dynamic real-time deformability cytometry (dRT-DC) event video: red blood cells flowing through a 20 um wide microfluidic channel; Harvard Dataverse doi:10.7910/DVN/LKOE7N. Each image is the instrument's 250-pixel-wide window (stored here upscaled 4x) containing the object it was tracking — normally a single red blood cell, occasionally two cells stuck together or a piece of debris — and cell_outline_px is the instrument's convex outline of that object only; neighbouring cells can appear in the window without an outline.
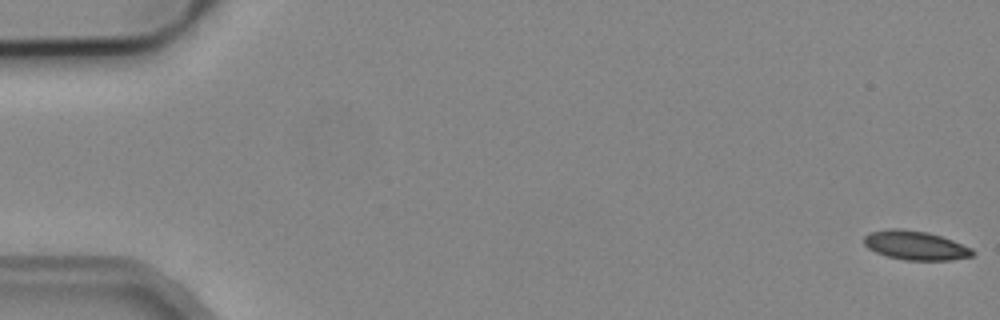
{"species": "common noctule bat (a hibernating species)", "species_latin": "Nyctalus noctula", "temperature_condition": "cold", "stored_images_in_passage": 5, "camera_frame_rate_fps": 3000, "um_per_image_px": 0.085, "animal": {"sex": "male", "body_mass_g": 19.2, "forearm_length_mm": 51.8}, "frame": {"image": 1, "passage_image": 1, "time_ms": 0.0, "image_size_px": [1000, 320], "cell_outline_px": [[976, 252], [972, 256], [952, 260], [904, 260], [888, 256], [876, 252], [868, 248], [864, 244], [864, 236], [868, 232], [892, 228], [900, 228], [928, 232], [952, 240], [972, 248]], "centroid_in_image_um": [77.81, 20.85], "position_along_channel_um": 7.2, "area_um2": 18.44}}
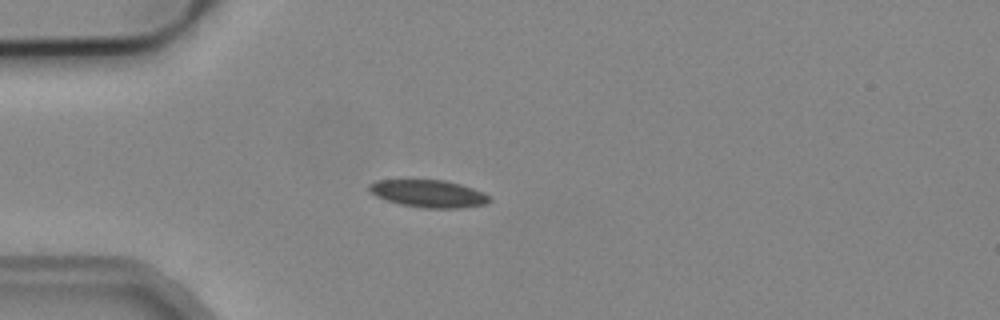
{"frame": {"image": 2, "passage_image": 5, "time_ms": 1.333, "image_size_px": [1000, 320], "cell_outline_px": [[492, 200], [488, 204], [460, 208], [424, 208], [400, 204], [376, 196], [368, 188], [368, 184], [376, 180], [444, 180], [460, 184], [484, 192]], "centroid_in_image_um": [36.46, 16.46], "position_along_channel_um": 48.5, "area_um2": 19.19}}